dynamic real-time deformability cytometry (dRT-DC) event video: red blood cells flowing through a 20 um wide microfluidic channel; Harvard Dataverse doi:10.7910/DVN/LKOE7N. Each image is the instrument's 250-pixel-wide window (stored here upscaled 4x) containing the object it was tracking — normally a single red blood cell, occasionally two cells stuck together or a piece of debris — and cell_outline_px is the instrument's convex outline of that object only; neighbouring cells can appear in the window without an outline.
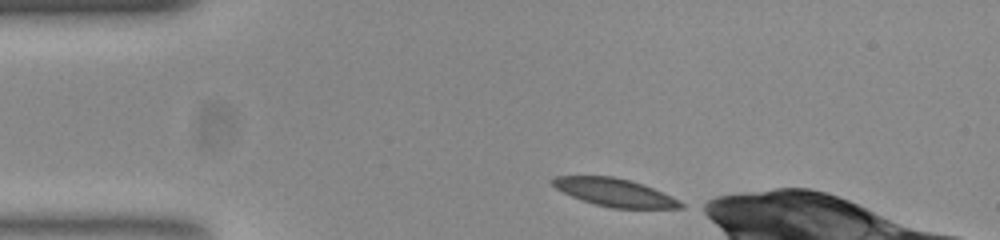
{"species": "common noctule bat (a hibernating species)", "species_latin": "Nyctalus noctula", "temperature_condition": "room temperature", "stored_images_in_passage": 45, "camera_frame_rate_fps": 3000, "um_per_image_px": 0.085, "animal": {"sex": "female", "body_mass_g": 23.0, "forearm_length_mm": 53.4}, "frame": {"image": 1, "passage_image": 1, "time_ms": 0.0, "image_size_px": [1000, 240], "cell_outline_px": [[684, 204], [680, 208], [612, 208], [596, 204], [572, 196], [556, 188], [552, 184], [552, 180], [560, 176], [612, 176], [628, 180], [652, 188]], "centroid_in_image_um": [52.21, 16.36], "position_along_channel_um": 32.8, "area_um2": 20.0}}
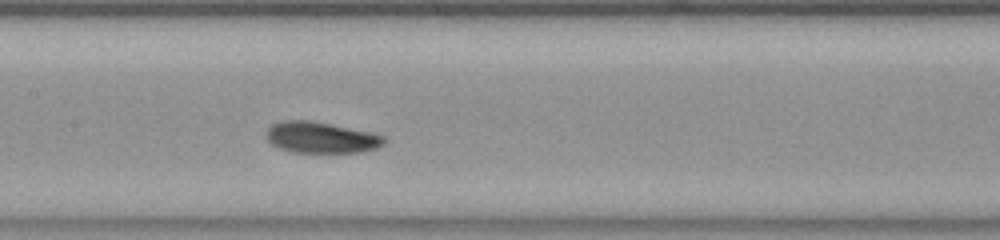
{"frame": {"image": 2, "passage_image": 16, "time_ms": 5.0, "image_size_px": [1000, 240], "cell_outline_px": [[384, 140], [380, 144], [372, 148], [356, 152], [292, 152], [280, 148], [272, 144], [268, 140], [268, 128], [272, 124], [284, 120], [308, 120], [328, 124], [364, 132], [380, 136]], "centroid_in_image_um": [27.15, 11.69], "position_along_channel_um": 180.3, "area_um2": 20.29}}
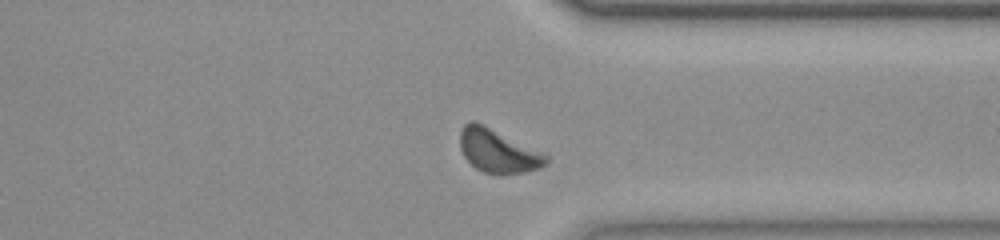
{"frame": {"image": 3, "passage_image": 31, "time_ms": 10.0, "image_size_px": [1000, 240], "cell_outline_px": [[548, 160], [544, 164], [536, 168], [524, 172], [484, 172], [476, 168], [464, 156], [460, 148], [460, 132], [464, 124], [472, 120], [548, 156]], "centroid_in_image_um": [42.25, 12.82], "position_along_channel_um": 369.2, "area_um2": 20.46}, "authors_computed_cell_mechanics": {"area_um2": 20.4612, "velocity_mm_per_s": 3.8191, "shape_relaxation_time_tau1_ms": 4.6917, "shape_relaxation_time_tau2_ms": 4.6756, "deformation_change_tau1": 0.1271, "deformation_change_tau2": 0.1046}}